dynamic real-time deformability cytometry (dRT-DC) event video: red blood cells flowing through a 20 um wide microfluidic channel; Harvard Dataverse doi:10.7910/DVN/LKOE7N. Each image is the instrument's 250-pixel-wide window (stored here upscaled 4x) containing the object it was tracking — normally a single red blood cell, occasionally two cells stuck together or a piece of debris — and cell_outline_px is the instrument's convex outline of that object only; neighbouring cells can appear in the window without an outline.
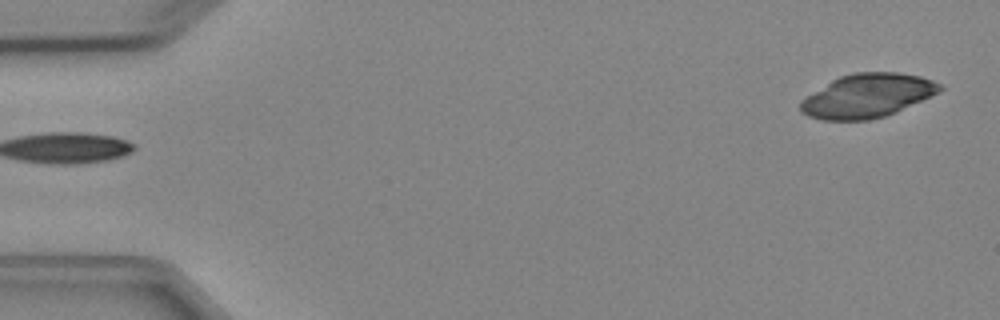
{"species": "Egyptian fruit bat (a non-hibernating species)", "species_latin": "Rousettus aegyptiacus", "temperature_condition": "cold", "stored_images_in_passage": 5, "camera_frame_rate_fps": 3000, "um_per_image_px": 0.085, "animal": {"sex": "female"}, "frame": {"image": 1, "passage_image": 1, "time_ms": 0.0, "image_size_px": [1000, 320], "cell_outline_px": [[944, 88], [940, 92], [896, 112], [872, 120], [824, 120], [808, 116], [800, 112], [800, 100], [832, 80], [840, 76], [852, 72], [896, 72], [920, 76], [932, 80], [940, 84]], "centroid_in_image_um": [73.72, 8.14], "position_along_channel_um": 11.3, "area_um2": 35.55}}